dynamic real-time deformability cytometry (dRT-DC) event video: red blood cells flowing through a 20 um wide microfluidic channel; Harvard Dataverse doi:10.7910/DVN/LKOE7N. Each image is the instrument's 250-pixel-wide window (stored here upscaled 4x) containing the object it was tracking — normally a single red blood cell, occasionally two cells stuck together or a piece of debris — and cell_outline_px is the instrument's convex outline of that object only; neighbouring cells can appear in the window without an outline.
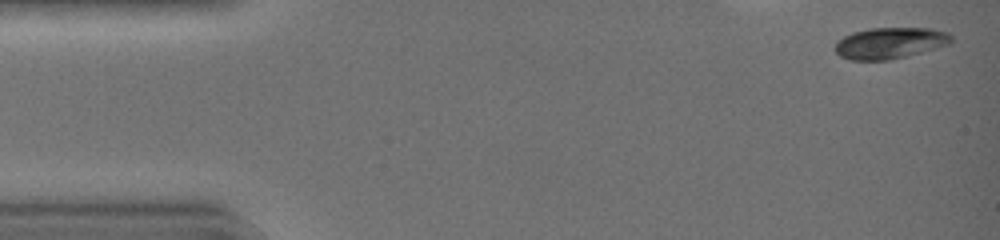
{"species": "common noctule bat (a hibernating species)", "species_latin": "Nyctalus noctula", "temperature_condition": "warm", "stored_images_in_passage": 43, "camera_frame_rate_fps": 3000, "um_per_image_px": 0.085, "animal": {"sex": "female", "body_mass_g": 19.0, "forearm_length_mm": 51.5}, "frame": {"image": 1, "passage_image": 2, "time_ms": 0.333, "image_size_px": [1000, 240], "cell_outline_px": [[952, 40], [948, 44], [936, 48], [908, 56], [888, 60], [852, 60], [840, 56], [836, 52], [836, 40], [852, 32], [868, 28], [932, 28], [948, 32], [952, 36]], "centroid_in_image_um": [75.65, 3.65], "position_along_channel_um": 9.4, "area_um2": 21.27}}
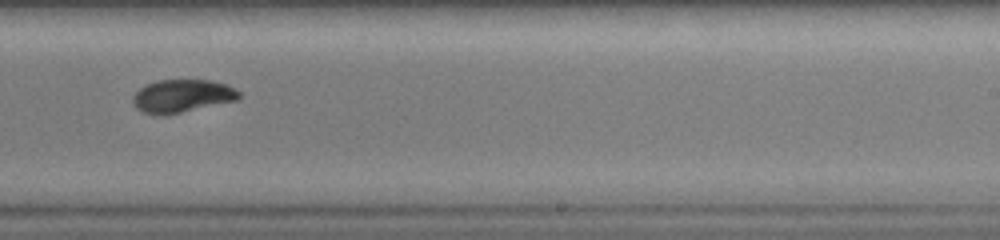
{"frame": {"image": 2, "passage_image": 28, "time_ms": 9.0, "image_size_px": [1000, 240], "cell_outline_px": [[240, 100], [180, 112], [144, 112], [136, 108], [132, 100], [132, 96], [140, 88], [156, 80], [212, 80], [236, 88], [240, 92]], "centroid_in_image_um": [15.55, 8.12], "position_along_channel_um": 273.5, "area_um2": 19.88}}
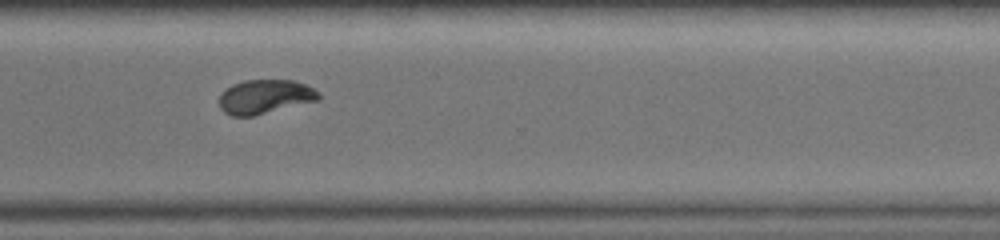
{"frame": {"image": 3, "passage_image": 33, "time_ms": 10.667, "image_size_px": [1000, 240], "cell_outline_px": [[320, 100], [252, 116], [232, 116], [224, 112], [220, 108], [220, 92], [232, 84], [244, 80], [292, 80], [304, 84], [320, 92]], "centroid_in_image_um": [22.51, 8.22], "position_along_channel_um": 348.1, "area_um2": 19.83}, "authors_computed_cell_mechanics": {"area_um2": 21.0392, "velocity_mm_per_s": 4.4418, "shape_relaxation_time_tau1_ms": 5.4874, "shape_relaxation_time_tau2_ms": 1.0892, "deformation_change_tau1": 0.2127, "deformation_change_tau2": 0.0284}}